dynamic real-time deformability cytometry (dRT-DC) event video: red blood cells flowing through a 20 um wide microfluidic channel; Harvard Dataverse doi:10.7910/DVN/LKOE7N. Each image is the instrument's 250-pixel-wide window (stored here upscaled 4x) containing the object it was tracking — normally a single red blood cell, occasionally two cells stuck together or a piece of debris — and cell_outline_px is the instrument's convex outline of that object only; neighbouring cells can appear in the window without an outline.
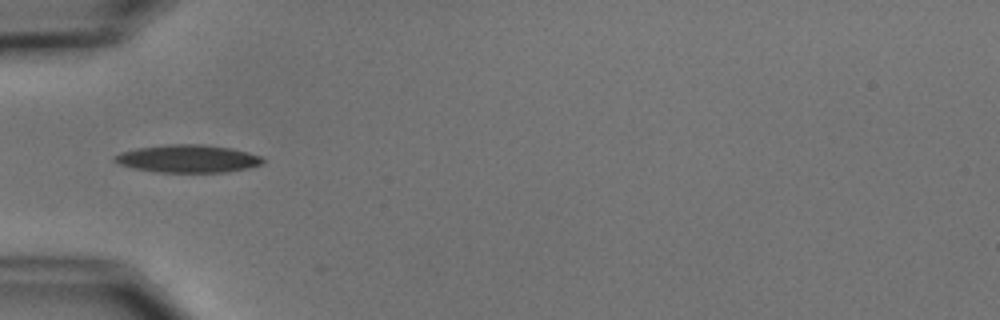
{"species": "common noctule bat (a hibernating species)", "species_latin": "Nyctalus noctula", "temperature_condition": "cold", "stored_images_in_passage": 2, "camera_frame_rate_fps": 3000, "um_per_image_px": 0.085, "animal": {"sex": "male", "body_mass_g": 15.6}, "frame": {"image": 1, "passage_image": 1, "time_ms": 0.0, "image_size_px": [1000, 320], "cell_outline_px": [[264, 164], [248, 168], [228, 172], [160, 172], [132, 168], [120, 164], [112, 160], [112, 156], [120, 152], [136, 148], [168, 144], [200, 144], [232, 148], [248, 152], [260, 156], [264, 160]], "centroid_in_image_um": [15.96, 13.48], "position_along_channel_um": 69.0, "area_um2": 24.1}}